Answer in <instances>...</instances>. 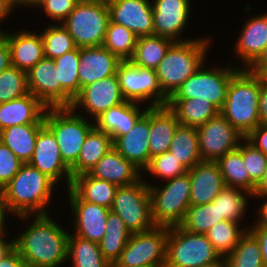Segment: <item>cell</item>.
Here are the masks:
<instances>
[{"label": "cell", "mask_w": 267, "mask_h": 267, "mask_svg": "<svg viewBox=\"0 0 267 267\" xmlns=\"http://www.w3.org/2000/svg\"><path fill=\"white\" fill-rule=\"evenodd\" d=\"M69 233L48 214H36L32 225L13 239L27 267H57L66 261Z\"/></svg>", "instance_id": "1"}, {"label": "cell", "mask_w": 267, "mask_h": 267, "mask_svg": "<svg viewBox=\"0 0 267 267\" xmlns=\"http://www.w3.org/2000/svg\"><path fill=\"white\" fill-rule=\"evenodd\" d=\"M55 183L29 163H24L18 173L1 190L6 211L27 218L30 212L47 214Z\"/></svg>", "instance_id": "2"}, {"label": "cell", "mask_w": 267, "mask_h": 267, "mask_svg": "<svg viewBox=\"0 0 267 267\" xmlns=\"http://www.w3.org/2000/svg\"><path fill=\"white\" fill-rule=\"evenodd\" d=\"M245 69L242 68L231 78L225 104L220 110V114L243 137L260 125L258 108L261 75Z\"/></svg>", "instance_id": "3"}, {"label": "cell", "mask_w": 267, "mask_h": 267, "mask_svg": "<svg viewBox=\"0 0 267 267\" xmlns=\"http://www.w3.org/2000/svg\"><path fill=\"white\" fill-rule=\"evenodd\" d=\"M209 39L174 42L155 69L162 91L170 98L204 63Z\"/></svg>", "instance_id": "4"}, {"label": "cell", "mask_w": 267, "mask_h": 267, "mask_svg": "<svg viewBox=\"0 0 267 267\" xmlns=\"http://www.w3.org/2000/svg\"><path fill=\"white\" fill-rule=\"evenodd\" d=\"M110 21L106 0H80L61 23L77 48L103 45Z\"/></svg>", "instance_id": "5"}, {"label": "cell", "mask_w": 267, "mask_h": 267, "mask_svg": "<svg viewBox=\"0 0 267 267\" xmlns=\"http://www.w3.org/2000/svg\"><path fill=\"white\" fill-rule=\"evenodd\" d=\"M73 112L71 107H60L47 108L44 114V125L53 133L61 158L69 168L77 162L85 138L94 128V124Z\"/></svg>", "instance_id": "6"}, {"label": "cell", "mask_w": 267, "mask_h": 267, "mask_svg": "<svg viewBox=\"0 0 267 267\" xmlns=\"http://www.w3.org/2000/svg\"><path fill=\"white\" fill-rule=\"evenodd\" d=\"M221 258L206 235L168 227L165 267H202Z\"/></svg>", "instance_id": "7"}, {"label": "cell", "mask_w": 267, "mask_h": 267, "mask_svg": "<svg viewBox=\"0 0 267 267\" xmlns=\"http://www.w3.org/2000/svg\"><path fill=\"white\" fill-rule=\"evenodd\" d=\"M190 186L188 172L168 180L162 188L149 185L155 226L173 227L182 223L190 206Z\"/></svg>", "instance_id": "8"}, {"label": "cell", "mask_w": 267, "mask_h": 267, "mask_svg": "<svg viewBox=\"0 0 267 267\" xmlns=\"http://www.w3.org/2000/svg\"><path fill=\"white\" fill-rule=\"evenodd\" d=\"M110 210L120 216L132 233L144 232L155 227L149 185L143 180L118 187Z\"/></svg>", "instance_id": "9"}, {"label": "cell", "mask_w": 267, "mask_h": 267, "mask_svg": "<svg viewBox=\"0 0 267 267\" xmlns=\"http://www.w3.org/2000/svg\"><path fill=\"white\" fill-rule=\"evenodd\" d=\"M201 66L191 75L169 99H202L211 102L221 110L225 104L231 78L240 70L225 69L203 70Z\"/></svg>", "instance_id": "10"}, {"label": "cell", "mask_w": 267, "mask_h": 267, "mask_svg": "<svg viewBox=\"0 0 267 267\" xmlns=\"http://www.w3.org/2000/svg\"><path fill=\"white\" fill-rule=\"evenodd\" d=\"M168 227L132 233L119 259L127 267H165Z\"/></svg>", "instance_id": "11"}, {"label": "cell", "mask_w": 267, "mask_h": 267, "mask_svg": "<svg viewBox=\"0 0 267 267\" xmlns=\"http://www.w3.org/2000/svg\"><path fill=\"white\" fill-rule=\"evenodd\" d=\"M116 74L126 101L138 103L153 96L150 107L168 104L169 97L162 91L155 70L136 66L130 60H125L119 63Z\"/></svg>", "instance_id": "12"}, {"label": "cell", "mask_w": 267, "mask_h": 267, "mask_svg": "<svg viewBox=\"0 0 267 267\" xmlns=\"http://www.w3.org/2000/svg\"><path fill=\"white\" fill-rule=\"evenodd\" d=\"M199 151L203 161L216 162L239 146L243 137L220 113L197 127Z\"/></svg>", "instance_id": "13"}, {"label": "cell", "mask_w": 267, "mask_h": 267, "mask_svg": "<svg viewBox=\"0 0 267 267\" xmlns=\"http://www.w3.org/2000/svg\"><path fill=\"white\" fill-rule=\"evenodd\" d=\"M126 101L122 95L117 74L92 82L81 88L71 108L83 107L95 119L106 110Z\"/></svg>", "instance_id": "14"}, {"label": "cell", "mask_w": 267, "mask_h": 267, "mask_svg": "<svg viewBox=\"0 0 267 267\" xmlns=\"http://www.w3.org/2000/svg\"><path fill=\"white\" fill-rule=\"evenodd\" d=\"M28 163L45 174L55 184L65 174L67 186L71 187V170L61 158L59 145L53 133L45 125L38 132L34 154Z\"/></svg>", "instance_id": "15"}, {"label": "cell", "mask_w": 267, "mask_h": 267, "mask_svg": "<svg viewBox=\"0 0 267 267\" xmlns=\"http://www.w3.org/2000/svg\"><path fill=\"white\" fill-rule=\"evenodd\" d=\"M110 21L125 26L136 36L153 35V7L149 0H106Z\"/></svg>", "instance_id": "16"}, {"label": "cell", "mask_w": 267, "mask_h": 267, "mask_svg": "<svg viewBox=\"0 0 267 267\" xmlns=\"http://www.w3.org/2000/svg\"><path fill=\"white\" fill-rule=\"evenodd\" d=\"M68 191L75 216V235L99 243L105 234L107 217L111 210L83 201L71 188Z\"/></svg>", "instance_id": "17"}, {"label": "cell", "mask_w": 267, "mask_h": 267, "mask_svg": "<svg viewBox=\"0 0 267 267\" xmlns=\"http://www.w3.org/2000/svg\"><path fill=\"white\" fill-rule=\"evenodd\" d=\"M149 134L150 106L127 134L113 139V147L136 168L145 170L150 163Z\"/></svg>", "instance_id": "18"}, {"label": "cell", "mask_w": 267, "mask_h": 267, "mask_svg": "<svg viewBox=\"0 0 267 267\" xmlns=\"http://www.w3.org/2000/svg\"><path fill=\"white\" fill-rule=\"evenodd\" d=\"M28 91L46 108L61 107V82L53 59L43 58L27 72Z\"/></svg>", "instance_id": "19"}, {"label": "cell", "mask_w": 267, "mask_h": 267, "mask_svg": "<svg viewBox=\"0 0 267 267\" xmlns=\"http://www.w3.org/2000/svg\"><path fill=\"white\" fill-rule=\"evenodd\" d=\"M189 2V0H154L152 5L153 35L166 37L174 42H182L178 40V36L189 18Z\"/></svg>", "instance_id": "20"}, {"label": "cell", "mask_w": 267, "mask_h": 267, "mask_svg": "<svg viewBox=\"0 0 267 267\" xmlns=\"http://www.w3.org/2000/svg\"><path fill=\"white\" fill-rule=\"evenodd\" d=\"M121 60L101 46L79 48L78 77L80 88L115 75Z\"/></svg>", "instance_id": "21"}, {"label": "cell", "mask_w": 267, "mask_h": 267, "mask_svg": "<svg viewBox=\"0 0 267 267\" xmlns=\"http://www.w3.org/2000/svg\"><path fill=\"white\" fill-rule=\"evenodd\" d=\"M190 175V205L213 202L226 186L216 162L202 161L188 170Z\"/></svg>", "instance_id": "22"}, {"label": "cell", "mask_w": 267, "mask_h": 267, "mask_svg": "<svg viewBox=\"0 0 267 267\" xmlns=\"http://www.w3.org/2000/svg\"><path fill=\"white\" fill-rule=\"evenodd\" d=\"M46 110L30 92L20 98L0 103V131L17 125L44 124Z\"/></svg>", "instance_id": "23"}, {"label": "cell", "mask_w": 267, "mask_h": 267, "mask_svg": "<svg viewBox=\"0 0 267 267\" xmlns=\"http://www.w3.org/2000/svg\"><path fill=\"white\" fill-rule=\"evenodd\" d=\"M88 174L118 187L132 185L141 177L140 170L126 160L114 147L96 163Z\"/></svg>", "instance_id": "24"}, {"label": "cell", "mask_w": 267, "mask_h": 267, "mask_svg": "<svg viewBox=\"0 0 267 267\" xmlns=\"http://www.w3.org/2000/svg\"><path fill=\"white\" fill-rule=\"evenodd\" d=\"M10 46L11 65L25 72L33 68L44 58L41 34L34 32H19L16 34L2 33Z\"/></svg>", "instance_id": "25"}, {"label": "cell", "mask_w": 267, "mask_h": 267, "mask_svg": "<svg viewBox=\"0 0 267 267\" xmlns=\"http://www.w3.org/2000/svg\"><path fill=\"white\" fill-rule=\"evenodd\" d=\"M175 113L167 106L150 107L149 152L151 158L170 149L172 138L179 126Z\"/></svg>", "instance_id": "26"}, {"label": "cell", "mask_w": 267, "mask_h": 267, "mask_svg": "<svg viewBox=\"0 0 267 267\" xmlns=\"http://www.w3.org/2000/svg\"><path fill=\"white\" fill-rule=\"evenodd\" d=\"M146 110L141 113L136 102L124 101L97 117L94 127L110 135L113 140L127 134Z\"/></svg>", "instance_id": "27"}, {"label": "cell", "mask_w": 267, "mask_h": 267, "mask_svg": "<svg viewBox=\"0 0 267 267\" xmlns=\"http://www.w3.org/2000/svg\"><path fill=\"white\" fill-rule=\"evenodd\" d=\"M267 47V14L258 15L246 22L237 40L236 53L249 68Z\"/></svg>", "instance_id": "28"}, {"label": "cell", "mask_w": 267, "mask_h": 267, "mask_svg": "<svg viewBox=\"0 0 267 267\" xmlns=\"http://www.w3.org/2000/svg\"><path fill=\"white\" fill-rule=\"evenodd\" d=\"M112 148L111 136L94 127L85 138L77 162L70 168L72 179L81 174L89 173Z\"/></svg>", "instance_id": "29"}, {"label": "cell", "mask_w": 267, "mask_h": 267, "mask_svg": "<svg viewBox=\"0 0 267 267\" xmlns=\"http://www.w3.org/2000/svg\"><path fill=\"white\" fill-rule=\"evenodd\" d=\"M70 188L83 201L111 209L118 186L85 173L74 177Z\"/></svg>", "instance_id": "30"}, {"label": "cell", "mask_w": 267, "mask_h": 267, "mask_svg": "<svg viewBox=\"0 0 267 267\" xmlns=\"http://www.w3.org/2000/svg\"><path fill=\"white\" fill-rule=\"evenodd\" d=\"M44 124L11 126L0 131L3 142L23 163H28L34 154L36 138Z\"/></svg>", "instance_id": "31"}, {"label": "cell", "mask_w": 267, "mask_h": 267, "mask_svg": "<svg viewBox=\"0 0 267 267\" xmlns=\"http://www.w3.org/2000/svg\"><path fill=\"white\" fill-rule=\"evenodd\" d=\"M167 106L175 113L179 124L199 127L217 116L220 110L202 99H169Z\"/></svg>", "instance_id": "32"}, {"label": "cell", "mask_w": 267, "mask_h": 267, "mask_svg": "<svg viewBox=\"0 0 267 267\" xmlns=\"http://www.w3.org/2000/svg\"><path fill=\"white\" fill-rule=\"evenodd\" d=\"M54 62L58 70V82H61V107H71L81 91L78 77L79 48L64 53Z\"/></svg>", "instance_id": "33"}, {"label": "cell", "mask_w": 267, "mask_h": 267, "mask_svg": "<svg viewBox=\"0 0 267 267\" xmlns=\"http://www.w3.org/2000/svg\"><path fill=\"white\" fill-rule=\"evenodd\" d=\"M216 163L227 187L243 190L245 194L253 195L256 185L250 180L242 159V144L233 151L227 152Z\"/></svg>", "instance_id": "34"}, {"label": "cell", "mask_w": 267, "mask_h": 267, "mask_svg": "<svg viewBox=\"0 0 267 267\" xmlns=\"http://www.w3.org/2000/svg\"><path fill=\"white\" fill-rule=\"evenodd\" d=\"M169 152L187 170L202 162L196 127L179 125L170 144Z\"/></svg>", "instance_id": "35"}, {"label": "cell", "mask_w": 267, "mask_h": 267, "mask_svg": "<svg viewBox=\"0 0 267 267\" xmlns=\"http://www.w3.org/2000/svg\"><path fill=\"white\" fill-rule=\"evenodd\" d=\"M173 43V40L158 35L140 36L130 61L136 66L155 70Z\"/></svg>", "instance_id": "36"}, {"label": "cell", "mask_w": 267, "mask_h": 267, "mask_svg": "<svg viewBox=\"0 0 267 267\" xmlns=\"http://www.w3.org/2000/svg\"><path fill=\"white\" fill-rule=\"evenodd\" d=\"M132 232L126 227L119 215L109 212L106 222V230L99 247L103 257L110 263L116 262Z\"/></svg>", "instance_id": "37"}, {"label": "cell", "mask_w": 267, "mask_h": 267, "mask_svg": "<svg viewBox=\"0 0 267 267\" xmlns=\"http://www.w3.org/2000/svg\"><path fill=\"white\" fill-rule=\"evenodd\" d=\"M67 259H73V267H108L99 243L69 234Z\"/></svg>", "instance_id": "38"}, {"label": "cell", "mask_w": 267, "mask_h": 267, "mask_svg": "<svg viewBox=\"0 0 267 267\" xmlns=\"http://www.w3.org/2000/svg\"><path fill=\"white\" fill-rule=\"evenodd\" d=\"M222 221L224 218L219 216L217 204L211 202L203 205H190L180 226L192 233L206 235L212 226Z\"/></svg>", "instance_id": "39"}, {"label": "cell", "mask_w": 267, "mask_h": 267, "mask_svg": "<svg viewBox=\"0 0 267 267\" xmlns=\"http://www.w3.org/2000/svg\"><path fill=\"white\" fill-rule=\"evenodd\" d=\"M224 259L226 267H265L259 242L248 230L234 250Z\"/></svg>", "instance_id": "40"}, {"label": "cell", "mask_w": 267, "mask_h": 267, "mask_svg": "<svg viewBox=\"0 0 267 267\" xmlns=\"http://www.w3.org/2000/svg\"><path fill=\"white\" fill-rule=\"evenodd\" d=\"M137 38L138 36L125 26L109 21L102 46L121 61L130 60L136 47Z\"/></svg>", "instance_id": "41"}, {"label": "cell", "mask_w": 267, "mask_h": 267, "mask_svg": "<svg viewBox=\"0 0 267 267\" xmlns=\"http://www.w3.org/2000/svg\"><path fill=\"white\" fill-rule=\"evenodd\" d=\"M246 232L245 229L239 230L238 222L224 220L212 226L206 236L220 257L225 258L234 250Z\"/></svg>", "instance_id": "42"}, {"label": "cell", "mask_w": 267, "mask_h": 267, "mask_svg": "<svg viewBox=\"0 0 267 267\" xmlns=\"http://www.w3.org/2000/svg\"><path fill=\"white\" fill-rule=\"evenodd\" d=\"M43 41L44 57L56 59L64 53L77 48L72 36L62 24L50 25L41 33Z\"/></svg>", "instance_id": "43"}, {"label": "cell", "mask_w": 267, "mask_h": 267, "mask_svg": "<svg viewBox=\"0 0 267 267\" xmlns=\"http://www.w3.org/2000/svg\"><path fill=\"white\" fill-rule=\"evenodd\" d=\"M218 206L219 216L224 220L239 222L245 212L246 197L239 188L225 186L213 200Z\"/></svg>", "instance_id": "44"}, {"label": "cell", "mask_w": 267, "mask_h": 267, "mask_svg": "<svg viewBox=\"0 0 267 267\" xmlns=\"http://www.w3.org/2000/svg\"><path fill=\"white\" fill-rule=\"evenodd\" d=\"M27 72L10 65L0 73V103L28 94Z\"/></svg>", "instance_id": "45"}, {"label": "cell", "mask_w": 267, "mask_h": 267, "mask_svg": "<svg viewBox=\"0 0 267 267\" xmlns=\"http://www.w3.org/2000/svg\"><path fill=\"white\" fill-rule=\"evenodd\" d=\"M155 176L171 180L188 172V170L169 152L151 158L145 169Z\"/></svg>", "instance_id": "46"}, {"label": "cell", "mask_w": 267, "mask_h": 267, "mask_svg": "<svg viewBox=\"0 0 267 267\" xmlns=\"http://www.w3.org/2000/svg\"><path fill=\"white\" fill-rule=\"evenodd\" d=\"M242 145V159L250 180L257 186L264 176L267 167V156L255 148L245 138Z\"/></svg>", "instance_id": "47"}, {"label": "cell", "mask_w": 267, "mask_h": 267, "mask_svg": "<svg viewBox=\"0 0 267 267\" xmlns=\"http://www.w3.org/2000/svg\"><path fill=\"white\" fill-rule=\"evenodd\" d=\"M24 163L0 141V191L18 173Z\"/></svg>", "instance_id": "48"}, {"label": "cell", "mask_w": 267, "mask_h": 267, "mask_svg": "<svg viewBox=\"0 0 267 267\" xmlns=\"http://www.w3.org/2000/svg\"><path fill=\"white\" fill-rule=\"evenodd\" d=\"M80 0H45L40 6L50 16L57 21H64Z\"/></svg>", "instance_id": "49"}, {"label": "cell", "mask_w": 267, "mask_h": 267, "mask_svg": "<svg viewBox=\"0 0 267 267\" xmlns=\"http://www.w3.org/2000/svg\"><path fill=\"white\" fill-rule=\"evenodd\" d=\"M245 139L267 156V124H260Z\"/></svg>", "instance_id": "50"}, {"label": "cell", "mask_w": 267, "mask_h": 267, "mask_svg": "<svg viewBox=\"0 0 267 267\" xmlns=\"http://www.w3.org/2000/svg\"><path fill=\"white\" fill-rule=\"evenodd\" d=\"M0 267H27V264L19 255L17 249L13 246L0 259Z\"/></svg>", "instance_id": "51"}, {"label": "cell", "mask_w": 267, "mask_h": 267, "mask_svg": "<svg viewBox=\"0 0 267 267\" xmlns=\"http://www.w3.org/2000/svg\"><path fill=\"white\" fill-rule=\"evenodd\" d=\"M248 229L258 240L264 266L267 267V228L251 227Z\"/></svg>", "instance_id": "52"}, {"label": "cell", "mask_w": 267, "mask_h": 267, "mask_svg": "<svg viewBox=\"0 0 267 267\" xmlns=\"http://www.w3.org/2000/svg\"><path fill=\"white\" fill-rule=\"evenodd\" d=\"M258 114L260 124H267V82L262 78V76Z\"/></svg>", "instance_id": "53"}, {"label": "cell", "mask_w": 267, "mask_h": 267, "mask_svg": "<svg viewBox=\"0 0 267 267\" xmlns=\"http://www.w3.org/2000/svg\"><path fill=\"white\" fill-rule=\"evenodd\" d=\"M11 65L10 46L7 40L0 37V73Z\"/></svg>", "instance_id": "54"}, {"label": "cell", "mask_w": 267, "mask_h": 267, "mask_svg": "<svg viewBox=\"0 0 267 267\" xmlns=\"http://www.w3.org/2000/svg\"><path fill=\"white\" fill-rule=\"evenodd\" d=\"M247 69L256 75H262L267 70V47L258 59Z\"/></svg>", "instance_id": "55"}, {"label": "cell", "mask_w": 267, "mask_h": 267, "mask_svg": "<svg viewBox=\"0 0 267 267\" xmlns=\"http://www.w3.org/2000/svg\"><path fill=\"white\" fill-rule=\"evenodd\" d=\"M252 196H260L261 197H266L267 196V167L264 172V176L262 180L259 182V184L256 186L255 191Z\"/></svg>", "instance_id": "56"}, {"label": "cell", "mask_w": 267, "mask_h": 267, "mask_svg": "<svg viewBox=\"0 0 267 267\" xmlns=\"http://www.w3.org/2000/svg\"><path fill=\"white\" fill-rule=\"evenodd\" d=\"M259 219L257 221V224L255 223V225L253 227H265L267 228V201H265V203H263L259 209Z\"/></svg>", "instance_id": "57"}, {"label": "cell", "mask_w": 267, "mask_h": 267, "mask_svg": "<svg viewBox=\"0 0 267 267\" xmlns=\"http://www.w3.org/2000/svg\"><path fill=\"white\" fill-rule=\"evenodd\" d=\"M3 234H4V226L0 228V259L3 257L5 253H7L13 247V240L10 242H6L5 239L2 237L4 236Z\"/></svg>", "instance_id": "58"}, {"label": "cell", "mask_w": 267, "mask_h": 267, "mask_svg": "<svg viewBox=\"0 0 267 267\" xmlns=\"http://www.w3.org/2000/svg\"><path fill=\"white\" fill-rule=\"evenodd\" d=\"M13 7L9 0H0V21L10 14Z\"/></svg>", "instance_id": "59"}, {"label": "cell", "mask_w": 267, "mask_h": 267, "mask_svg": "<svg viewBox=\"0 0 267 267\" xmlns=\"http://www.w3.org/2000/svg\"><path fill=\"white\" fill-rule=\"evenodd\" d=\"M5 212H6V208H5V205H4V202H3V198H2V194H1V191H0V228H2L5 223Z\"/></svg>", "instance_id": "60"}, {"label": "cell", "mask_w": 267, "mask_h": 267, "mask_svg": "<svg viewBox=\"0 0 267 267\" xmlns=\"http://www.w3.org/2000/svg\"><path fill=\"white\" fill-rule=\"evenodd\" d=\"M202 267H226V262L224 258H221L219 261L206 264Z\"/></svg>", "instance_id": "61"}, {"label": "cell", "mask_w": 267, "mask_h": 267, "mask_svg": "<svg viewBox=\"0 0 267 267\" xmlns=\"http://www.w3.org/2000/svg\"><path fill=\"white\" fill-rule=\"evenodd\" d=\"M45 0H27V5L40 6Z\"/></svg>", "instance_id": "62"}, {"label": "cell", "mask_w": 267, "mask_h": 267, "mask_svg": "<svg viewBox=\"0 0 267 267\" xmlns=\"http://www.w3.org/2000/svg\"><path fill=\"white\" fill-rule=\"evenodd\" d=\"M9 2L15 7L16 5H26L27 6V0H9Z\"/></svg>", "instance_id": "63"}, {"label": "cell", "mask_w": 267, "mask_h": 267, "mask_svg": "<svg viewBox=\"0 0 267 267\" xmlns=\"http://www.w3.org/2000/svg\"><path fill=\"white\" fill-rule=\"evenodd\" d=\"M108 267H127V266L120 265L117 262H110L109 265H108Z\"/></svg>", "instance_id": "64"}, {"label": "cell", "mask_w": 267, "mask_h": 267, "mask_svg": "<svg viewBox=\"0 0 267 267\" xmlns=\"http://www.w3.org/2000/svg\"><path fill=\"white\" fill-rule=\"evenodd\" d=\"M261 76L267 82V70Z\"/></svg>", "instance_id": "65"}]
</instances>
